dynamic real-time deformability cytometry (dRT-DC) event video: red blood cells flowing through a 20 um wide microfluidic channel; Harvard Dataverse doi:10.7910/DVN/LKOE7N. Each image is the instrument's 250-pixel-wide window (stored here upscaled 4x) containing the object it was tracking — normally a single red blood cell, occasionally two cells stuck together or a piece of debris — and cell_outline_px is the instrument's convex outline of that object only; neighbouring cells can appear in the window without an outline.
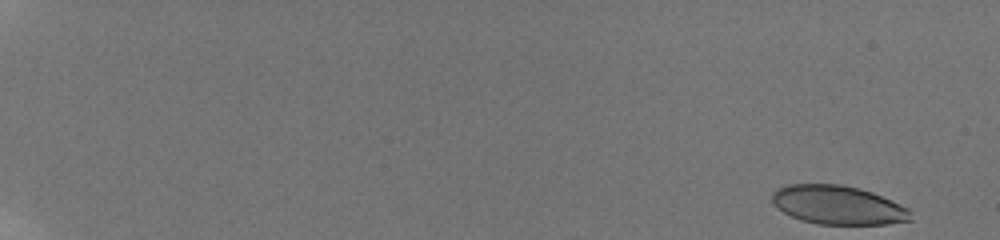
{"species": "human", "species_latin": "Homo sapiens", "temperature_condition": "room temperature", "stored_images_in_passage": 41, "camera_frame_rate_fps": 3000, "um_per_image_px": 0.085, "donor": {"sex": "male"}, "frame": {"image": 1, "passage_image": 1, "time_ms": 0.0, "image_size_px": [1000, 240], "cell_outline_px": [[912, 220], [888, 224], [820, 224], [800, 220], [776, 208], [772, 204], [772, 192], [788, 184], [840, 184], [860, 188], [872, 192], [908, 208]], "centroid_in_image_um": [71.2, 17.42], "position_along_channel_um": 13.8, "area_um2": 31.27}}
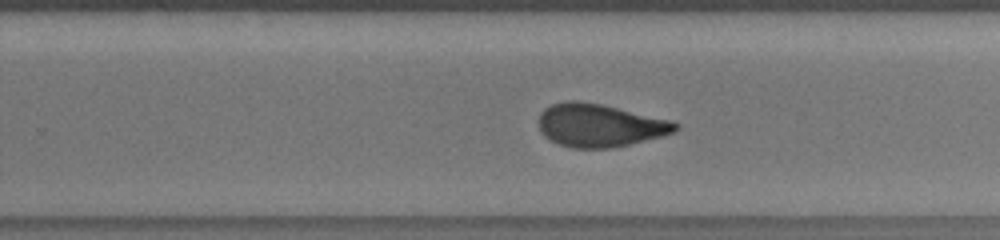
{"frame": {"image": 2, "passage_image": 36, "time_ms": 12.667, "image_size_px": [1000, 240], "cell_outline_px": [[680, 128], [676, 132], [612, 148], [572, 148], [548, 140], [540, 132], [540, 112], [544, 108], [552, 104], [564, 100], [580, 100], [604, 104], [672, 120], [680, 124]], "centroid_in_image_um": [50.98, 10.63], "position_along_channel_um": 278.8, "area_um2": 34.62}}
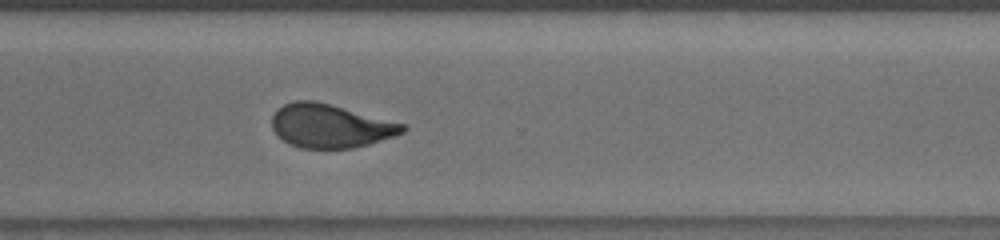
{"frame": {"image": 3, "passage_image": 41, "time_ms": 14.333, "image_size_px": [1000, 240], "cell_outline_px": [[408, 128], [404, 132], [368, 144], [352, 148], [300, 148], [284, 140], [272, 128], [272, 116], [276, 108], [292, 100], [312, 100], [328, 104], [404, 124]], "centroid_in_image_um": [28.03, 10.7], "position_along_channel_um": 342.6, "area_um2": 32.66}}